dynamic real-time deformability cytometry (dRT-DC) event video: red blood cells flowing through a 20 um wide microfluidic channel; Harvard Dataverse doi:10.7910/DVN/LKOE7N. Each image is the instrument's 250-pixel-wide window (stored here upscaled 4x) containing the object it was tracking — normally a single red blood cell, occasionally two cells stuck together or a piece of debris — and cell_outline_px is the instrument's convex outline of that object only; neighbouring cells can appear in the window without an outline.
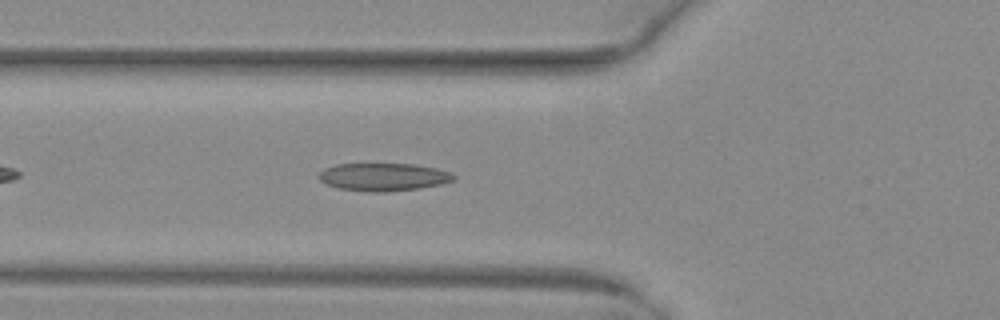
{"species": "common noctule bat (a hibernating species)", "species_latin": "Nyctalus noctula", "temperature_condition": "warm", "stored_images_in_passage": 38, "camera_frame_rate_fps": 3000, "um_per_image_px": 0.085, "animal": {"sex": "female", "body_mass_g": 29.2, "forearm_length_mm": 56.3}, "frame": {"image": 1, "passage_image": 6, "time_ms": 1.667, "image_size_px": [1000, 320], "cell_outline_px": [[456, 176], [452, 180], [440, 184], [420, 188], [388, 192], [368, 192], [336, 188], [320, 180], [316, 176], [324, 168], [336, 164], [412, 164], [436, 168], [448, 172]], "centroid_in_image_um": [32.54, 15.05], "position_along_channel_um": 93.3, "area_um2": 21.85}}
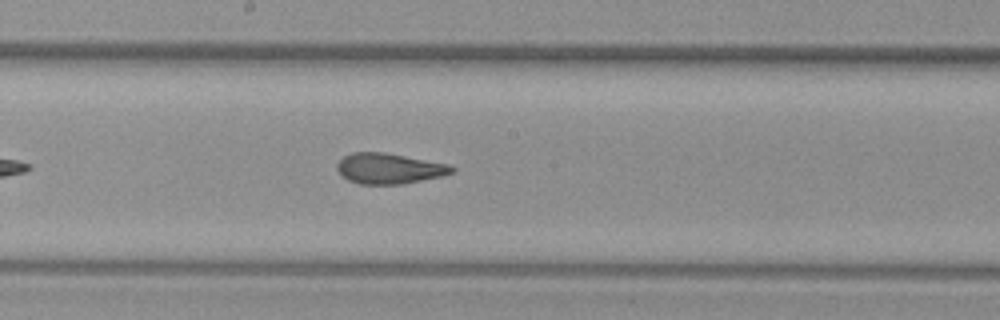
{"frame": {"image": 2, "passage_image": 15, "time_ms": 4.667, "image_size_px": [1000, 320], "cell_outline_px": [[456, 172], [444, 176], [404, 184], [360, 184], [348, 180], [336, 168], [336, 164], [344, 156], [352, 152], [384, 152], [448, 164], [456, 168]], "centroid_in_image_um": [33.12, 14.33], "position_along_channel_um": 215.1, "area_um2": 20.52}}
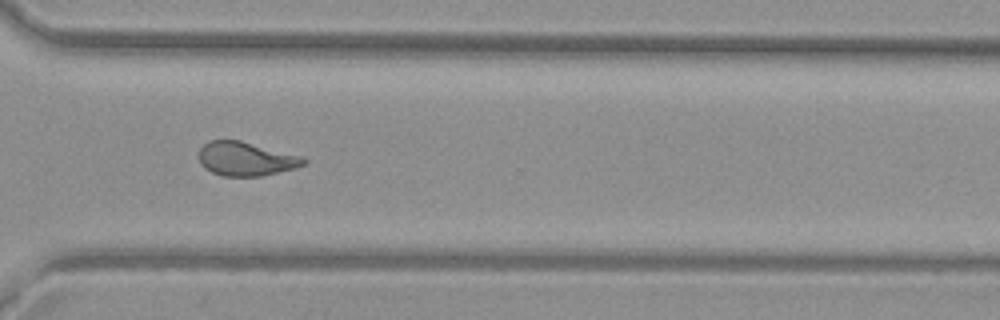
{"frame": {"image": 3, "passage_image": 25, "time_ms": 8.0, "image_size_px": [1000, 320], "cell_outline_px": [[308, 164], [296, 168], [260, 176], [224, 176], [212, 172], [204, 168], [200, 164], [200, 148], [208, 140], [240, 140], [304, 156], [308, 160]], "centroid_in_image_um": [20.95, 13.5], "position_along_channel_um": 349.6, "area_um2": 20.92}, "authors_computed_cell_mechanics": {"area_um2": 21.386, "velocity_mm_per_s": 4.0478, "shape_relaxation_time_tau1_ms": null, "shape_relaxation_time_tau2_ms": 1.5177, "deformation_change_tau1": null, "deformation_change_tau2": 0.0968}}